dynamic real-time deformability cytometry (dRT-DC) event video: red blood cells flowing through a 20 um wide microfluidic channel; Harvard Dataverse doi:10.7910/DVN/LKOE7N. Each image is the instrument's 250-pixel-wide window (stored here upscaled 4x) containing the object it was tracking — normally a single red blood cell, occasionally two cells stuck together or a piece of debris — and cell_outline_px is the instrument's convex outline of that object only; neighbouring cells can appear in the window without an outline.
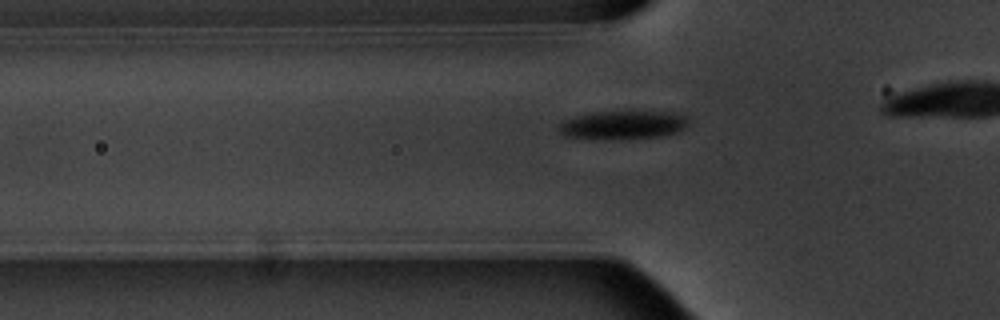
{"species": "common noctule bat (a hibernating species)", "species_latin": "Nyctalus noctula", "temperature_condition": "warm", "stored_images_in_passage": 4, "camera_frame_rate_fps": 3000, "um_per_image_px": 0.085, "animal": {"sex": "male", "body_mass_g": 20.1, "forearm_length_mm": 53.5}, "frame": {"image": 1, "passage_image": 4, "time_ms": 3.667, "image_size_px": [1000, 320], "cell_outline_px": [[692, 120], [684, 128], [676, 132], [656, 136], [564, 136], [556, 128], [556, 124], [564, 120], [576, 116], [592, 112], [676, 112], [688, 116]], "centroid_in_image_um": [53.0, 10.55], "position_along_channel_um": 72.8, "area_um2": 20.35}}